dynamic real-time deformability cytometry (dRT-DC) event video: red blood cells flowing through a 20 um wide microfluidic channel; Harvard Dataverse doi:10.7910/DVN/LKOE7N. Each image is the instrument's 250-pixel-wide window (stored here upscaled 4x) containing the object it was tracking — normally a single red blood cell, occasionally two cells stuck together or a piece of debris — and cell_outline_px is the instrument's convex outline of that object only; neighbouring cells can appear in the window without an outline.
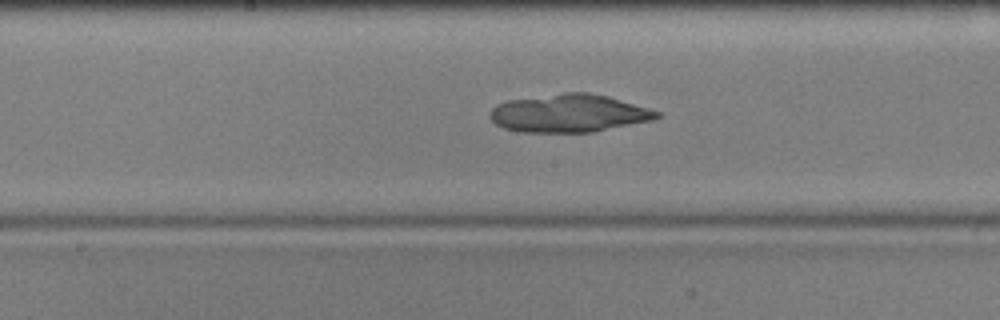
{"species": "common noctule bat (a hibernating species)", "species_latin": "Nyctalus noctula", "temperature_condition": "cold", "stored_images_in_passage": 41, "camera_frame_rate_fps": 3000, "um_per_image_px": 0.085, "animal": {"sex": "male", "body_mass_g": 17.9, "forearm_length_mm": 54.2}, "frame": {"image": 1, "passage_image": 14, "time_ms": 4.333, "image_size_px": [1000, 320], "cell_outline_px": [[660, 116], [652, 120], [592, 132], [520, 132], [504, 128], [496, 124], [488, 116], [488, 112], [496, 104], [508, 100], [564, 92], [588, 92], [608, 96], [648, 108], [660, 112]], "centroid_in_image_um": [48.32, 9.62], "position_along_channel_um": 199.9, "area_um2": 36.88}}
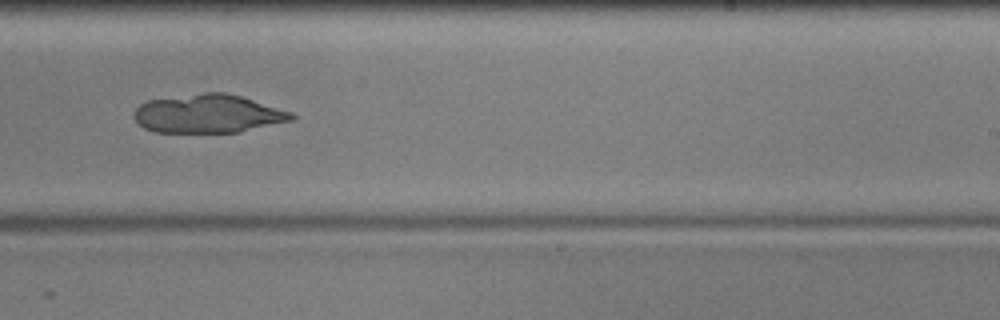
{"frame": {"image": 2, "passage_image": 20, "time_ms": 6.333, "image_size_px": [1000, 320], "cell_outline_px": [[296, 116], [292, 120], [236, 132], [156, 132], [144, 128], [132, 116], [136, 108], [140, 104], [148, 100], [204, 92], [224, 92], [240, 96], [292, 112]], "centroid_in_image_um": [17.66, 9.66], "position_along_channel_um": 271.3, "area_um2": 34.97}}
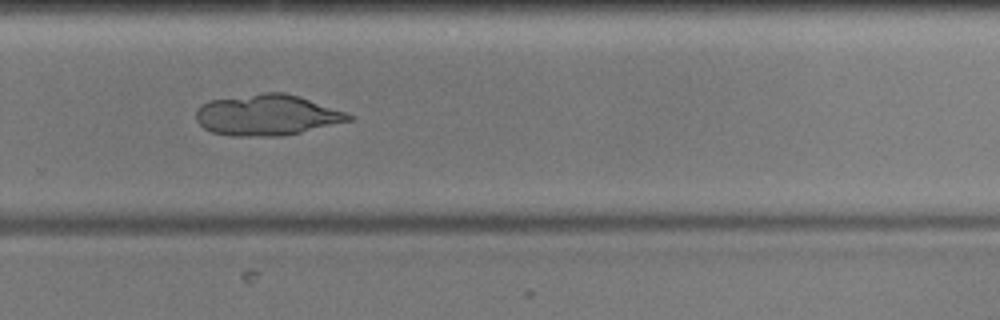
{"frame": {"image": 3, "passage_image": 23, "time_ms": 7.333, "image_size_px": [1000, 320], "cell_outline_px": [[352, 120], [300, 132], [276, 136], [232, 136], [212, 132], [204, 128], [196, 120], [196, 112], [200, 104], [208, 100], [264, 92], [284, 92], [300, 96], [348, 112], [352, 116]], "centroid_in_image_um": [22.68, 9.76], "position_along_channel_um": 307.1, "area_um2": 36.47}}